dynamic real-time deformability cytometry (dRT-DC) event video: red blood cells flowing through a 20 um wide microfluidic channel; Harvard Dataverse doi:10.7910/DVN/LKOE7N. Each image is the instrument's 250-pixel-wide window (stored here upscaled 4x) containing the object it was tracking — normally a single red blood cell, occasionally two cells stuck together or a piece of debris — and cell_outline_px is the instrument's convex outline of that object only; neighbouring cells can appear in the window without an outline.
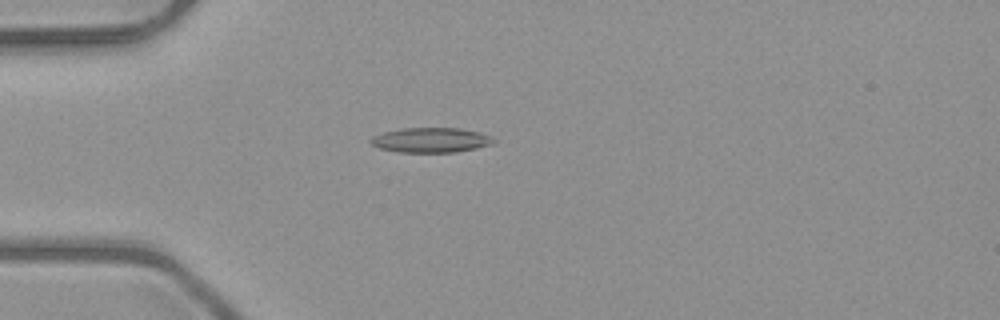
{"species": "common noctule bat (a hibernating species)", "species_latin": "Nyctalus noctula", "temperature_condition": "room temperature", "stored_images_in_passage": 52, "camera_frame_rate_fps": 3000, "um_per_image_px": 0.085, "animal": {"sex": "male", "body_mass_g": 23.1, "forearm_length_mm": 52.7}, "frame": {"image": 1, "passage_image": 15, "time_ms": 4.667, "image_size_px": [1000, 320], "cell_outline_px": [[496, 140], [492, 144], [476, 148], [456, 152], [400, 152], [380, 148], [372, 144], [368, 140], [372, 136], [384, 132], [404, 128], [460, 128], [480, 132], [492, 136]], "centroid_in_image_um": [36.65, 11.9], "position_along_channel_um": 48.4, "area_um2": 17.8}}
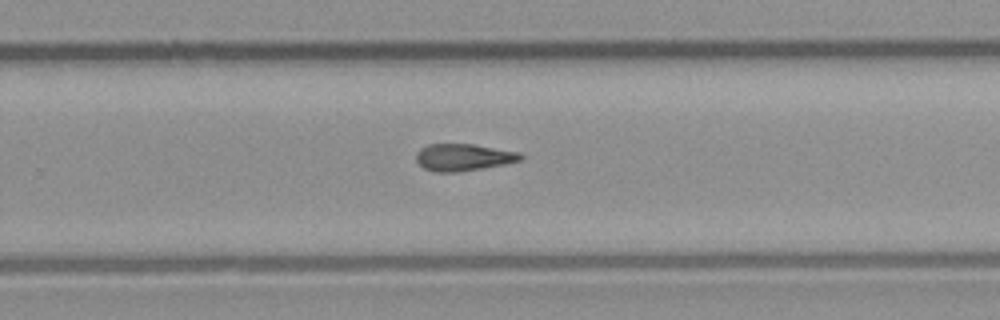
{"frame": {"image": 2, "passage_image": 34, "time_ms": 11.0, "image_size_px": [1000, 320], "cell_outline_px": [[524, 156], [520, 160], [504, 164], [456, 172], [436, 172], [424, 168], [416, 160], [416, 152], [420, 148], [428, 144], [472, 144], [520, 152]], "centroid_in_image_um": [39.36, 13.36], "position_along_channel_um": 290.4, "area_um2": 16.3}}
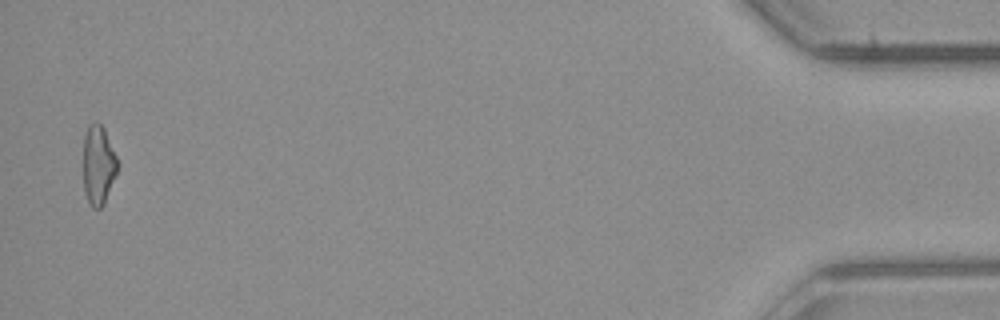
{"frame": {"image": 3, "passage_image": 51, "time_ms": 16.667, "image_size_px": [1000, 320], "cell_outline_px": [[120, 164], [104, 204], [100, 208], [92, 208], [84, 192], [84, 136], [88, 124], [100, 124], [104, 128]], "centroid_in_image_um": [8.37, 14.04], "position_along_channel_um": 426.8, "area_um2": 15.78}}